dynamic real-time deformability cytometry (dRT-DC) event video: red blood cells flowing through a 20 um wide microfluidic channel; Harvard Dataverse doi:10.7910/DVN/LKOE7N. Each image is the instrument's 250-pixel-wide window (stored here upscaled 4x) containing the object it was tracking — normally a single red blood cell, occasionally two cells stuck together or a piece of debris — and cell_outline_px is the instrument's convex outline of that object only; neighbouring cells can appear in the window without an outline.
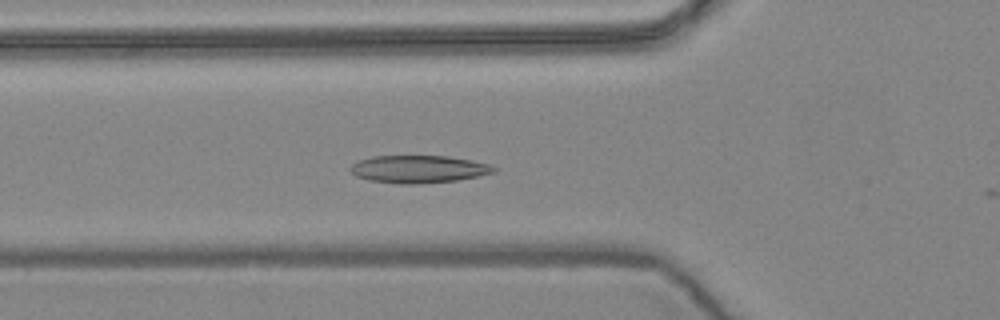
{"species": "common noctule bat (a hibernating species)", "species_latin": "Nyctalus noctula", "temperature_condition": "warm", "stored_images_in_passage": 41, "camera_frame_rate_fps": 3000, "um_per_image_px": 0.085, "animal": {"sex": "female", "body_mass_g": 24.6, "forearm_length_mm": 56.2}, "frame": {"image": 1, "passage_image": 9, "time_ms": 2.667, "image_size_px": [1000, 320], "cell_outline_px": [[496, 172], [456, 180], [420, 184], [400, 184], [368, 180], [356, 176], [348, 168], [352, 164], [360, 160], [372, 156], [448, 156], [472, 160], [488, 164], [496, 168]], "centroid_in_image_um": [35.55, 14.38], "position_along_channel_um": 90.2, "area_um2": 23.0}}
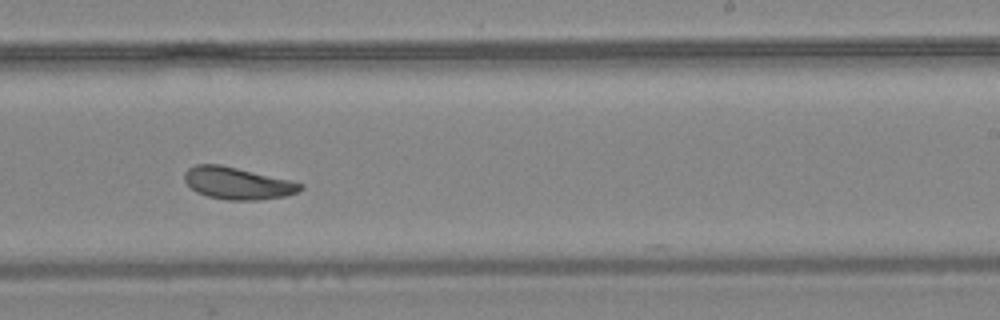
{"frame": {"image": 2, "passage_image": 24, "time_ms": 7.667, "image_size_px": [1000, 320], "cell_outline_px": [[304, 188], [288, 196], [260, 200], [228, 200], [208, 196], [196, 192], [184, 180], [184, 172], [188, 168], [196, 164], [220, 164], [292, 180], [304, 184]], "centroid_in_image_um": [20.22, 15.57], "position_along_channel_um": 268.8, "area_um2": 21.85}}
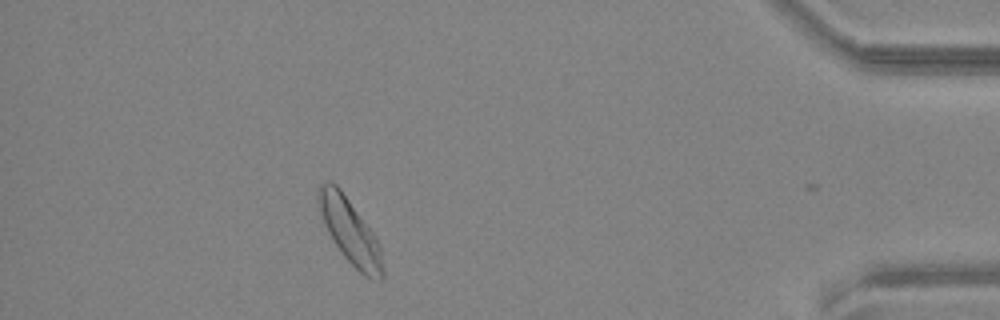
{"frame": {"image": 3, "passage_image": 40, "time_ms": 13.0, "image_size_px": [1000, 320], "cell_outline_px": [[384, 276], [380, 280], [376, 280], [364, 276], [340, 252], [332, 240], [324, 224], [316, 204], [316, 188], [324, 180], [332, 180], [340, 188], [372, 232], [380, 244], [384, 272]], "centroid_in_image_um": [29.69, 19.61], "position_along_channel_um": 405.5, "area_um2": 24.57}, "authors_computed_cell_mechanics": {"area_um2": 21.9062, "velocity_mm_per_s": 3.5689, "shape_relaxation_time_tau1_ms": 4.5797, "shape_relaxation_time_tau2_ms": 3.6002, "deformation_change_tau1": 0.1248, "deformation_change_tau2": 0.0752}}